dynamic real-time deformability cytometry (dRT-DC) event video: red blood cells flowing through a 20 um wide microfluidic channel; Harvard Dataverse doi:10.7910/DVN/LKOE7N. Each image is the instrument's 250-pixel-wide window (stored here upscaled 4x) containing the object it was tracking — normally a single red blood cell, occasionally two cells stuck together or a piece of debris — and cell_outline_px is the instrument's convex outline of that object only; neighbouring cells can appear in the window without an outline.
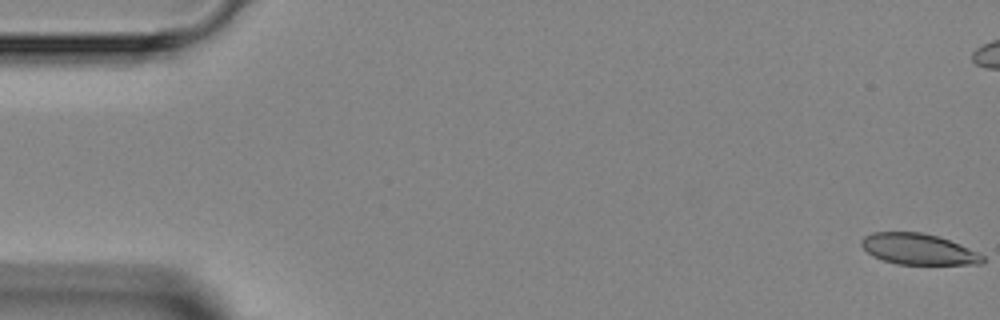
{"species": "Egyptian fruit bat (a non-hibernating species)", "species_latin": "Rousettus aegyptiacus", "temperature_condition": "room temperature", "stored_images_in_passage": 5, "camera_frame_rate_fps": 3000, "um_per_image_px": 0.085, "animal": {"sex": "female"}, "frame": {"image": 1, "passage_image": 1, "time_ms": 0.0, "image_size_px": [1000, 320], "cell_outline_px": [[984, 260], [980, 264], [896, 264], [872, 256], [860, 244], [860, 240], [864, 236], [872, 232], [920, 232], [936, 236], [960, 244], [984, 256]], "centroid_in_image_um": [78.02, 21.17], "position_along_channel_um": 7.0, "area_um2": 21.68}}
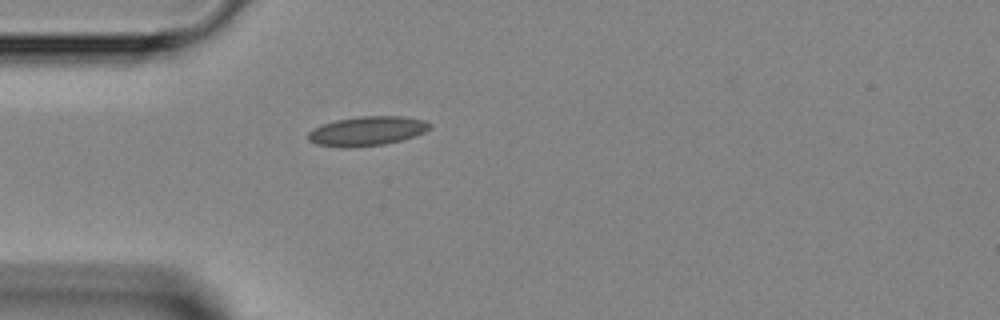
{"frame": {"image": 2, "passage_image": 5, "time_ms": 5.667, "image_size_px": [1000, 320], "cell_outline_px": [[432, 128], [416, 136], [384, 144], [344, 148], [316, 144], [308, 140], [308, 132], [324, 124], [336, 120], [360, 116], [400, 116], [424, 120], [432, 124]], "centroid_in_image_um": [31.23, 11.14], "position_along_channel_um": 53.8, "area_um2": 20.69}}